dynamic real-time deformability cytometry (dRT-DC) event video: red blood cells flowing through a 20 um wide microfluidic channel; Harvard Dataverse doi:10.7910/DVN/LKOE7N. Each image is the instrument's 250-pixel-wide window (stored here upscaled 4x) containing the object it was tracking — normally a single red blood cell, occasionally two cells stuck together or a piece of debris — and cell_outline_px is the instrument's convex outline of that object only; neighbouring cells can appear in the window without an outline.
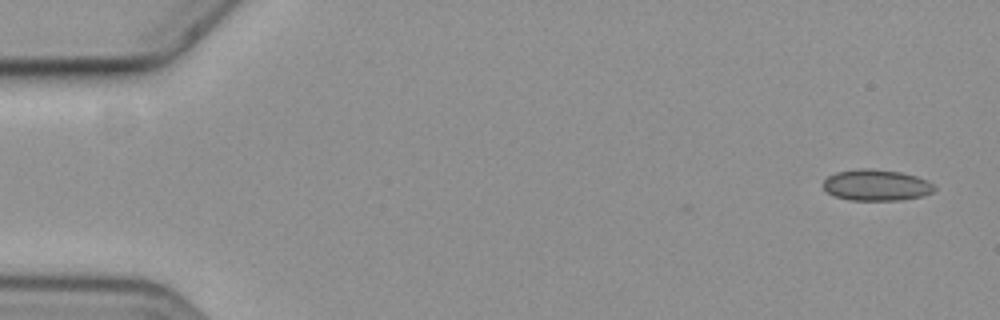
{"species": "common noctule bat (a hibernating species)", "species_latin": "Nyctalus noctula", "temperature_condition": "cold", "stored_images_in_passage": 47, "camera_frame_rate_fps": 3000, "um_per_image_px": 0.085, "animal": {"sex": "female", "body_mass_g": 19.3, "forearm_length_mm": 54.1}, "frame": {"image": 1, "passage_image": 1, "time_ms": 0.0, "image_size_px": [1000, 320], "cell_outline_px": [[936, 188], [932, 192], [924, 196], [900, 200], [852, 200], [836, 196], [828, 192], [824, 188], [824, 180], [828, 176], [836, 172], [860, 168], [868, 168], [900, 172], [916, 176], [928, 180]], "centroid_in_image_um": [74.51, 15.73], "position_along_channel_um": 10.5, "area_um2": 20.11}}
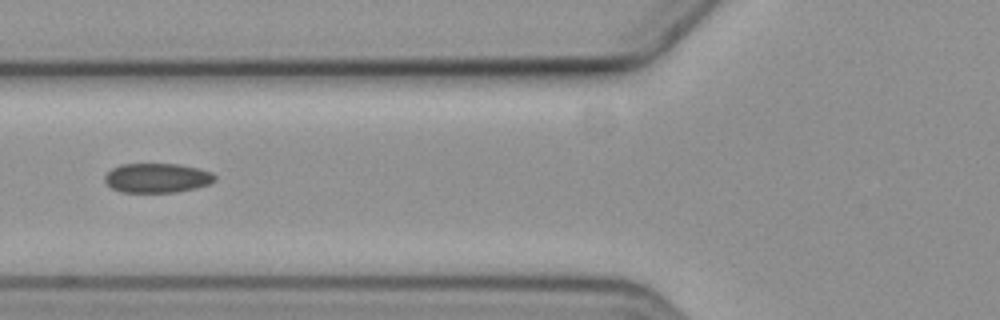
{"frame": {"image": 2, "passage_image": 21, "time_ms": 6.667, "image_size_px": [1000, 320], "cell_outline_px": [[216, 180], [208, 184], [196, 188], [176, 192], [120, 192], [112, 188], [104, 180], [104, 176], [112, 168], [120, 164], [180, 164], [200, 168], [212, 172], [216, 176]], "centroid_in_image_um": [13.37, 15.12], "position_along_channel_um": 112.4, "area_um2": 19.02}}
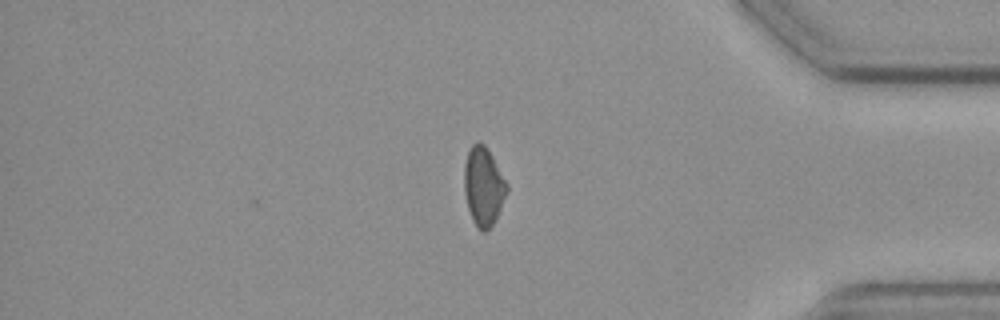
{"frame": {"image": 3, "passage_image": 47, "time_ms": 15.333, "image_size_px": [1000, 320], "cell_outline_px": [[508, 192], [492, 224], [484, 232], [480, 232], [472, 220], [468, 208], [464, 192], [464, 164], [468, 152], [472, 144], [476, 140], [484, 144], [508, 184]], "centroid_in_image_um": [41.08, 15.84], "position_along_channel_um": 394.1, "area_um2": 19.36}, "authors_computed_cell_mechanics": {"area_um2": 19.5942, "velocity_mm_per_s": 3.5762, "shape_relaxation_time_tau1_ms": 8.4362, "shape_relaxation_time_tau2_ms": 5.2273, "deformation_change_tau1": 0.1099, "deformation_change_tau2": 0.1028}}